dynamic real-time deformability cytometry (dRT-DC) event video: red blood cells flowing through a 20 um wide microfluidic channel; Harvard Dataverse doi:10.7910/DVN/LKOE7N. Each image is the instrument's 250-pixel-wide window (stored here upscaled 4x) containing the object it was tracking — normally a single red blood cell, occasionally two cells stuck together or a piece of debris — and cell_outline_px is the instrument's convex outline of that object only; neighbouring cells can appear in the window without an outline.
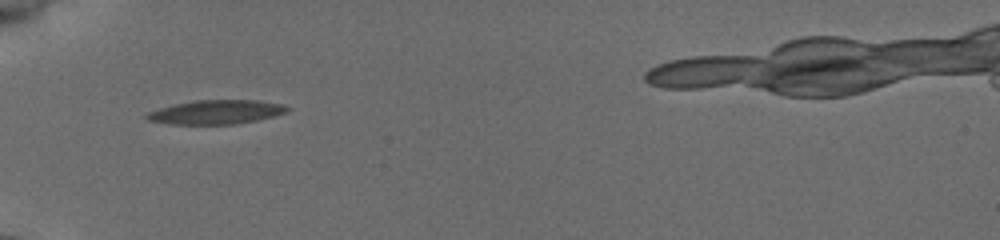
{"species": "common noctule bat (a hibernating species)", "species_latin": "Nyctalus noctula", "temperature_condition": "cold", "stored_images_in_passage": 36, "camera_frame_rate_fps": 3000, "um_per_image_px": 0.085, "animal": {"sex": "female", "body_mass_g": 19.5, "forearm_length_mm": 54.1}, "frame": {"image": 1, "passage_image": 1, "time_ms": 0.0, "image_size_px": [1000, 240], "cell_outline_px": [[292, 108], [284, 112], [272, 116], [256, 120], [236, 124], [172, 124], [148, 120], [144, 116], [148, 112], [172, 104], [192, 100], [256, 100], [284, 104]], "centroid_in_image_um": [18.36, 9.51], "position_along_channel_um": 66.6, "area_um2": 19.65}}
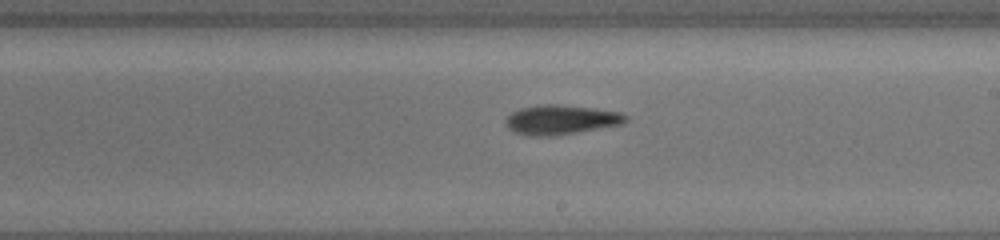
{"frame": {"image": 2, "passage_image": 15, "time_ms": 4.667, "image_size_px": [1000, 240], "cell_outline_px": [[628, 120], [620, 124], [576, 132], [552, 136], [528, 136], [516, 132], [508, 128], [504, 124], [504, 120], [512, 112], [520, 108], [544, 104], [556, 104], [592, 108], [620, 112], [628, 116]], "centroid_in_image_um": [47.63, 10.17], "position_along_channel_um": 241.4, "area_um2": 20.46}}
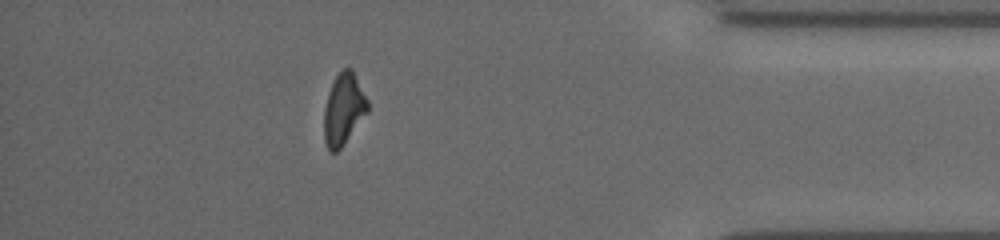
{"frame": {"image": 3, "passage_image": 30, "time_ms": 9.667, "image_size_px": [1000, 240], "cell_outline_px": [[368, 112], [340, 148], [336, 152], [328, 152], [324, 140], [324, 108], [328, 92], [336, 76], [344, 68], [352, 68], [368, 100]], "centroid_in_image_um": [29.2, 9.28], "position_along_channel_um": 406.0, "area_um2": 18.09}}